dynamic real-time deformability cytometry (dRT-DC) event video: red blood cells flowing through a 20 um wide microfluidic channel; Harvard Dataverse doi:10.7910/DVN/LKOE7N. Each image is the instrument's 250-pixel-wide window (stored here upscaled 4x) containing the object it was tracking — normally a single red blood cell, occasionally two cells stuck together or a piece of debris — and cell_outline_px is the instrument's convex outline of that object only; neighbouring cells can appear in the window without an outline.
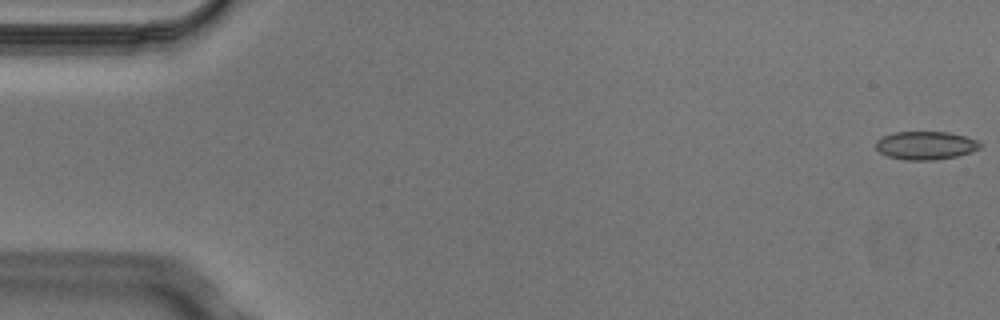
{"species": "Egyptian fruit bat (a non-hibernating species)", "species_latin": "Rousettus aegyptiacus", "temperature_condition": "cold", "stored_images_in_passage": 5, "camera_frame_rate_fps": 3000, "um_per_image_px": 0.085, "animal": {"sex": "male"}, "frame": {"image": 1, "passage_image": 1, "time_ms": 0.0, "image_size_px": [1000, 320], "cell_outline_px": [[980, 148], [972, 152], [956, 156], [932, 160], [904, 160], [888, 156], [880, 152], [876, 148], [876, 140], [892, 132], [948, 132], [964, 136], [976, 140], [980, 144]], "centroid_in_image_um": [78.66, 12.36], "position_along_channel_um": 6.3, "area_um2": 17.05}}
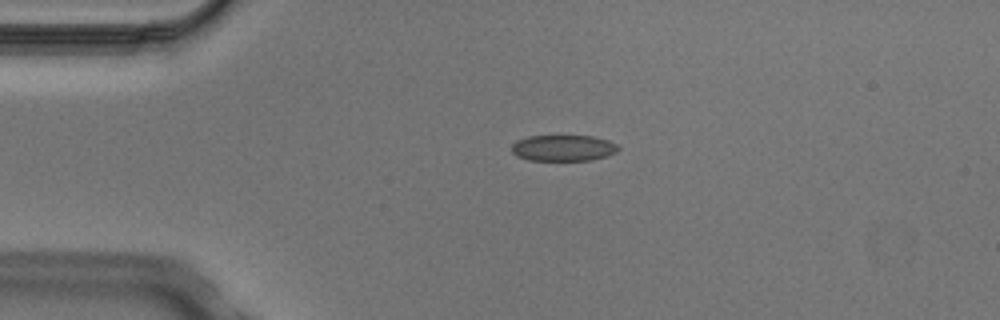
{"frame": {"image": 2, "passage_image": 4, "time_ms": 1.0, "image_size_px": [1000, 320], "cell_outline_px": [[620, 148], [616, 152], [592, 160], [528, 160], [516, 156], [512, 152], [512, 144], [516, 140], [528, 136], [592, 136], [608, 140], [616, 144]], "centroid_in_image_um": [47.85, 12.58], "position_along_channel_um": 37.2, "area_um2": 16.18}}